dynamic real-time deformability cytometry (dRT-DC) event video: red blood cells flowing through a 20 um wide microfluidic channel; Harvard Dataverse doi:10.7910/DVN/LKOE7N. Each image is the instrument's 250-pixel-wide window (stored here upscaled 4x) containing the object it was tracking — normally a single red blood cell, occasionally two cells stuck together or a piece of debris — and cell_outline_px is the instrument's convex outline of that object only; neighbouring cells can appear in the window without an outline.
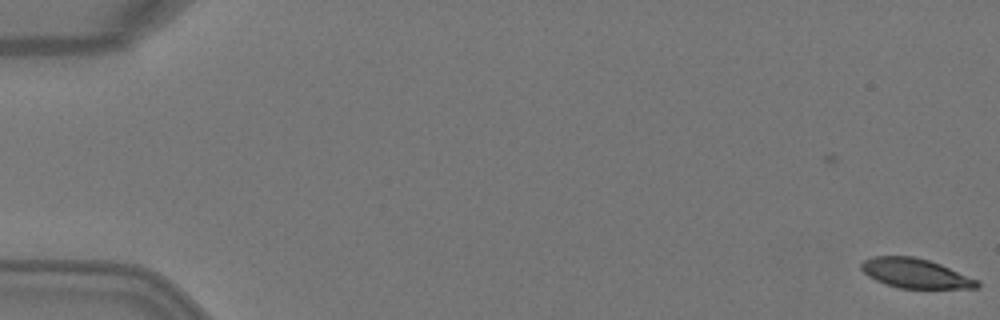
{"species": "Egyptian fruit bat (a non-hibernating species)", "species_latin": "Rousettus aegyptiacus", "temperature_condition": "warm", "stored_images_in_passage": 5, "camera_frame_rate_fps": 3000, "um_per_image_px": 0.085, "animal": {"sex": "female"}, "frame": {"image": 1, "passage_image": 1, "time_ms": 0.0, "image_size_px": [1000, 320], "cell_outline_px": [[980, 288], [900, 288], [884, 284], [868, 276], [860, 268], [860, 264], [864, 260], [872, 256], [912, 256], [928, 260], [940, 264], [980, 280]], "centroid_in_image_um": [77.81, 23.23], "position_along_channel_um": 7.2, "area_um2": 20.0}}